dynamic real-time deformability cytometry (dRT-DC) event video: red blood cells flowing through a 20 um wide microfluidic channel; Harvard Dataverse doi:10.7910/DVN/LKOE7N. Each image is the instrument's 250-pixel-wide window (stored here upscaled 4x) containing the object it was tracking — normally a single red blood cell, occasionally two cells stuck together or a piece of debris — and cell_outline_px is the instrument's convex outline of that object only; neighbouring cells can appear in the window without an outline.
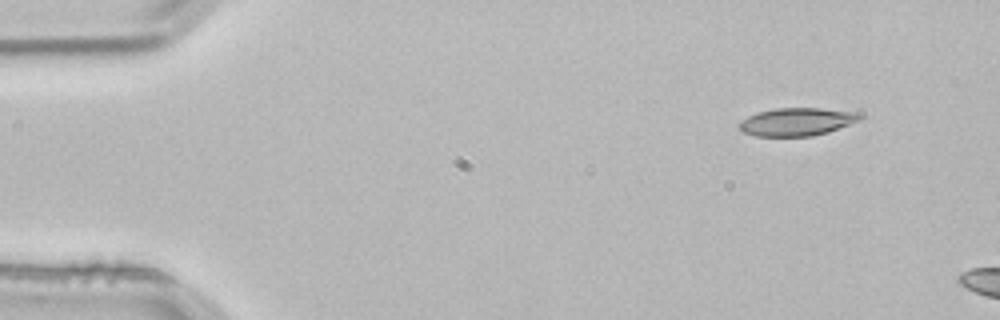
{"species": "common noctule bat (a hibernating species)", "species_latin": "Nyctalus noctula", "temperature_condition": "room temperature", "stored_images_in_passage": 2, "camera_frame_rate_fps": 3000, "um_per_image_px": 0.085, "animal": {"sex": "male", "body_mass_g": 21.5, "forearm_length_mm": 52.0}, "frame": {"image": 1, "passage_image": 1, "time_ms": 0.0, "image_size_px": [1000, 320], "cell_outline_px": [[864, 116], [860, 120], [828, 132], [812, 136], [756, 136], [744, 132], [736, 128], [740, 120], [748, 116], [760, 112], [776, 108], [820, 108], [860, 112]], "centroid_in_image_um": [67.74, 10.35], "position_along_channel_um": 17.3, "area_um2": 19.77}}